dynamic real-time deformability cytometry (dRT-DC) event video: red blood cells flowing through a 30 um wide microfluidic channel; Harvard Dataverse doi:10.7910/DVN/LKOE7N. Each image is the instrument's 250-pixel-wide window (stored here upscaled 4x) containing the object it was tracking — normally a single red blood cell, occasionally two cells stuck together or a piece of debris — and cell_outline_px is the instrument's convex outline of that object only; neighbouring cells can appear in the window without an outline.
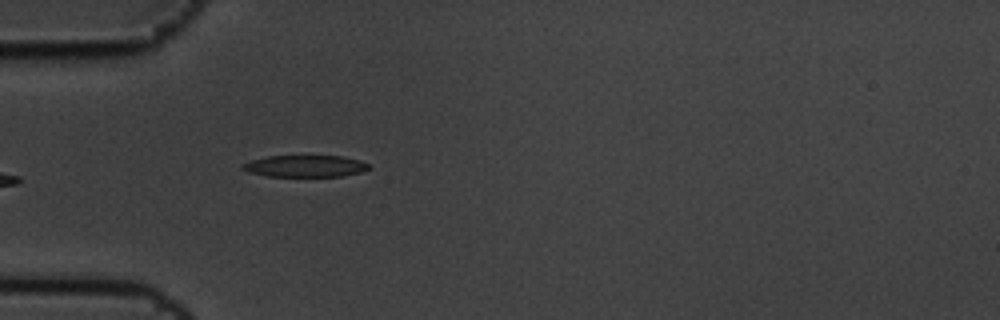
{"species": "common noctule bat (a hibernating species)", "species_latin": "Nyctalus noctula", "temperature_condition": "cold", "stored_images_in_passage": 4, "camera_frame_rate_fps": 3000, "um_per_image_px": 0.085, "animal": {"sex": "male", "body_mass_g": 19.5, "forearm_length_mm": 54.6}, "frame": {"image": 1, "passage_image": 4, "time_ms": 1.0, "image_size_px": [1000, 320], "cell_outline_px": [[372, 168], [360, 172], [340, 176], [268, 176], [248, 172], [240, 168], [240, 164], [252, 160], [268, 156], [344, 156], [360, 160], [368, 164]], "centroid_in_image_um": [25.93, 14.11], "position_along_channel_um": 59.1, "area_um2": 16.01}}